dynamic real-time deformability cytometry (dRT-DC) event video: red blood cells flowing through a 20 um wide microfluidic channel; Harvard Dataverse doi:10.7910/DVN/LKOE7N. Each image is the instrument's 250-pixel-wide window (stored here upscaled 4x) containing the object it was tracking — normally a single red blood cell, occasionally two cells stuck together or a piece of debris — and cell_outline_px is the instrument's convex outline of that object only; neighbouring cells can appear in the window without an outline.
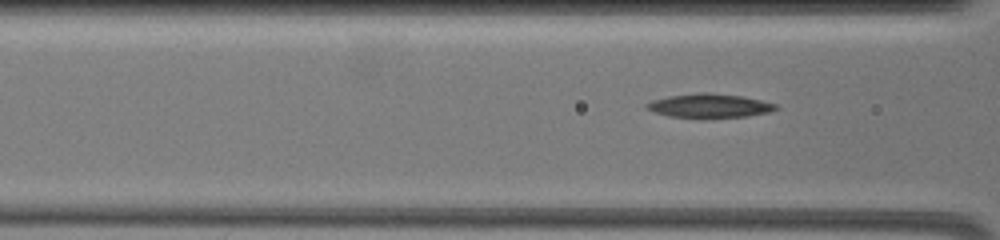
{"species": "common noctule bat (a hibernating species)", "species_latin": "Nyctalus noctula", "temperature_condition": "warm", "stored_images_in_passage": 20, "segment_of_instrument_passage": [2, 2], "camera_frame_rate_fps": 3000, "um_per_image_px": 0.085, "animal": {"sex": "female", "body_mass_g": 19.5, "forearm_length_mm": 54.1}, "frame": {"image": 1, "passage_image": 17, "time_ms": 8.667, "image_size_px": [1000, 240], "cell_outline_px": [[780, 108], [768, 112], [748, 116], [668, 116], [644, 108], [644, 104], [652, 100], [668, 96], [704, 92], [708, 92], [740, 96], [760, 100], [776, 104]], "centroid_in_image_um": [60.28, 8.96], "position_along_channel_um": 106.3, "area_um2": 17.4}}